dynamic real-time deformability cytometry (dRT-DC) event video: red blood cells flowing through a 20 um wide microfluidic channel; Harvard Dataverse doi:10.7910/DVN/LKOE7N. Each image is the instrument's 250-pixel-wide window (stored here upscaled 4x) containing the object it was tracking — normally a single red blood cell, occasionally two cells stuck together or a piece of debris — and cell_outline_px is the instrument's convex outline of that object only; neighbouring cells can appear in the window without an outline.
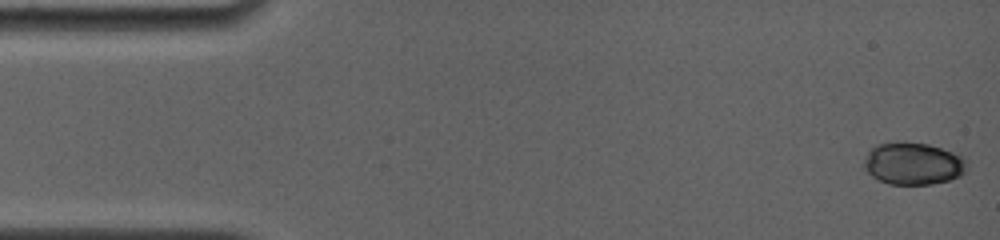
{"species": "common noctule bat (a hibernating species)", "species_latin": "Nyctalus noctula", "temperature_condition": "room temperature", "stored_images_in_passage": 45, "camera_frame_rate_fps": 4000, "um_per_image_px": 0.085, "animal": {"sex": "female", "body_mass_g": 19.0, "forearm_length_mm": 56.7}, "frame": {"image": 1, "passage_image": 1, "time_ms": 0.0, "image_size_px": [1000, 240], "cell_outline_px": [[968, 168], [960, 176], [948, 180], [932, 184], [888, 184], [872, 176], [864, 168], [864, 160], [868, 152], [876, 144], [904, 140], [928, 144], [964, 156], [968, 160]], "centroid_in_image_um": [77.64, 13.88], "position_along_channel_um": 7.4, "area_um2": 25.66}}
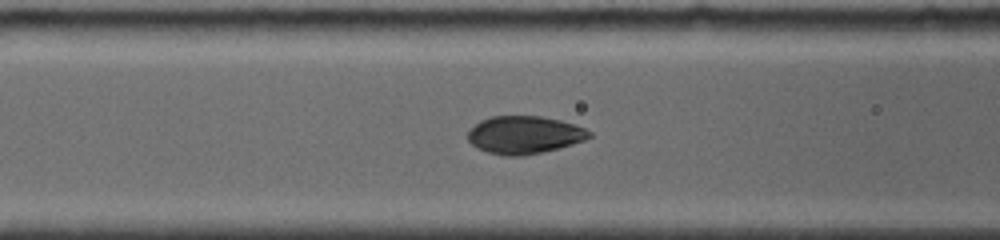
{"frame": {"image": 2, "passage_image": 20, "time_ms": 6.25, "image_size_px": [1000, 240], "cell_outline_px": [[592, 136], [584, 140], [560, 148], [524, 156], [508, 156], [488, 152], [472, 144], [468, 140], [468, 132], [480, 120], [492, 116], [540, 116], [560, 120], [584, 128], [592, 132]], "centroid_in_image_um": [44.59, 11.46], "position_along_channel_um": 122.0, "area_um2": 26.53}}
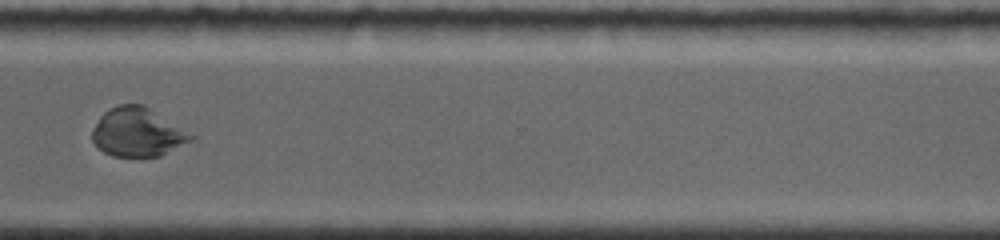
{"frame": {"image": 3, "passage_image": 39, "time_ms": 12.5, "image_size_px": [1000, 240], "cell_outline_px": [[196, 136], [192, 140], [160, 156], [112, 156], [104, 152], [92, 140], [92, 128], [100, 116], [104, 112], [120, 104], [144, 104]], "centroid_in_image_um": [11.69, 11.23], "position_along_channel_um": 358.9, "area_um2": 27.92}, "authors_computed_cell_mechanics": {"area_um2": 26.9348, "velocity_mm_per_s": 3.7925, "shape_relaxation_time_tau1_ms": 5.3993, "shape_relaxation_time_tau2_ms": null, "deformation_change_tau1": 0.1989, "deformation_change_tau2": null}}